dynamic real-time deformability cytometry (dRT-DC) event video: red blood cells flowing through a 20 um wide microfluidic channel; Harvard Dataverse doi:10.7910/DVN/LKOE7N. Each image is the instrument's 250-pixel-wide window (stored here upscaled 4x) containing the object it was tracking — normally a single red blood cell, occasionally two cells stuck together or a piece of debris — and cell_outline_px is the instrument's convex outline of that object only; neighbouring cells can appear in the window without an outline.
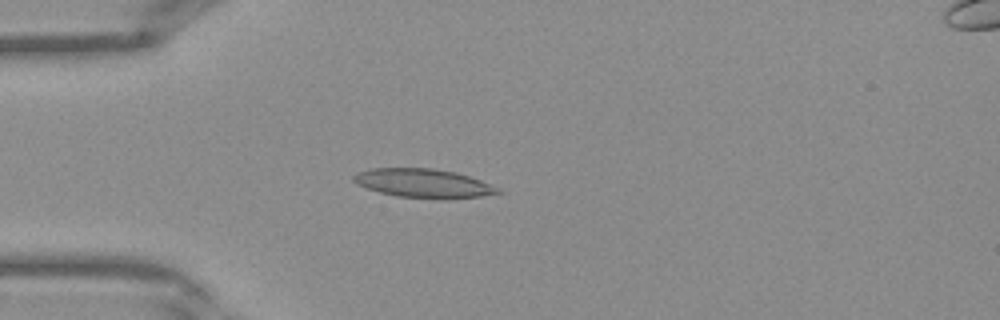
{"species": "Egyptian fruit bat (a non-hibernating species)", "species_latin": "Rousettus aegyptiacus", "temperature_condition": "warm", "stored_images_in_passage": 32, "camera_frame_rate_fps": 3000, "um_per_image_px": 0.085, "frame": {"image": 1, "passage_image": 3, "time_ms": 0.667, "image_size_px": [1000, 320], "cell_outline_px": [[504, 192], [480, 196], [448, 200], [440, 200], [396, 196], [380, 192], [356, 184], [352, 180], [352, 176], [360, 172], [372, 168], [432, 168], [456, 172], [480, 180], [500, 188]], "centroid_in_image_um": [36.02, 15.6], "position_along_channel_um": 49.0, "area_um2": 24.51}}
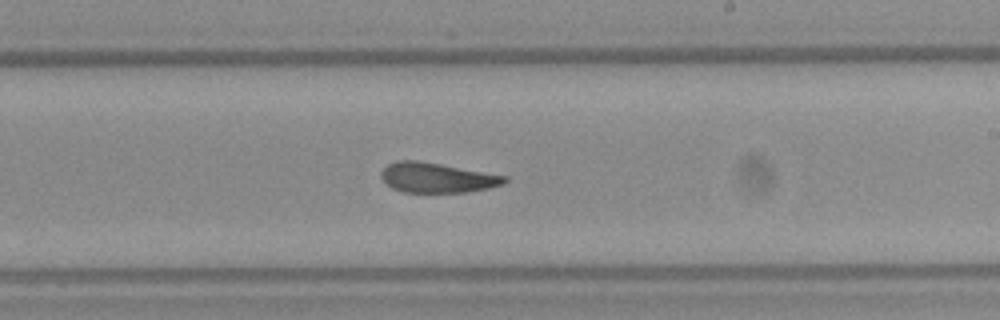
{"frame": {"image": 2, "passage_image": 16, "time_ms": 5.0, "image_size_px": [1000, 320], "cell_outline_px": [[508, 180], [504, 184], [488, 188], [468, 192], [404, 192], [392, 188], [380, 176], [380, 172], [388, 164], [396, 160], [416, 160], [440, 164], [508, 176]], "centroid_in_image_um": [37.15, 15.1], "position_along_channel_um": 251.8, "area_um2": 21.44}}
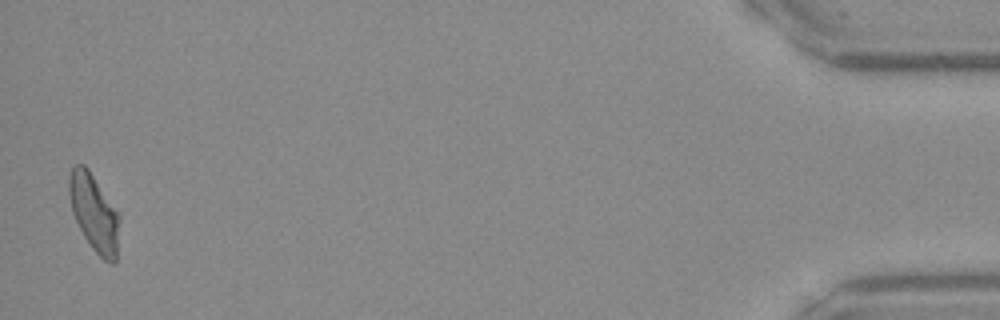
{"frame": {"image": 3, "passage_image": 32, "time_ms": 10.333, "image_size_px": [1000, 320], "cell_outline_px": [[120, 220], [116, 264], [112, 264], [104, 260], [92, 248], [84, 236], [72, 212], [68, 192], [68, 176], [72, 168], [76, 164], [84, 164], [88, 168], [120, 212]], "centroid_in_image_um": [8.02, 18.07], "position_along_channel_um": 427.2, "area_um2": 23.06}}